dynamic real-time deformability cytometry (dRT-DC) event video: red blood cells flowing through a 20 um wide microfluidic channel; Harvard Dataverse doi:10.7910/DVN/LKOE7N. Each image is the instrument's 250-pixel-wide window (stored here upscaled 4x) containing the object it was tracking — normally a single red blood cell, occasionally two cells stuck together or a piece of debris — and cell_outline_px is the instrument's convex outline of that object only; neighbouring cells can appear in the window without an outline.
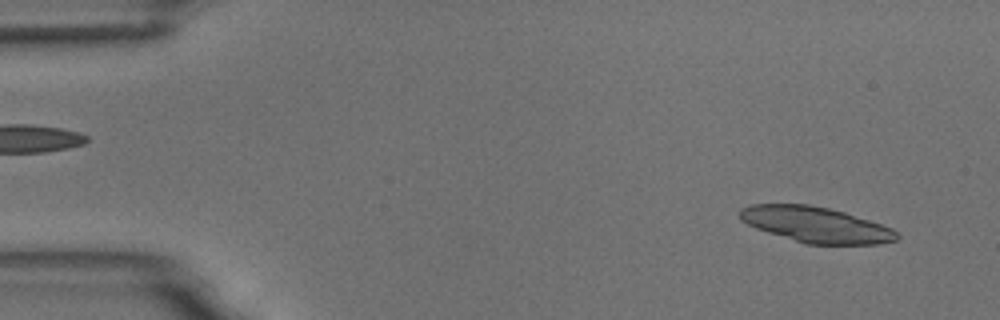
{"species": "common noctule bat (a hibernating species)", "species_latin": "Nyctalus noctula", "temperature_condition": "room temperature", "stored_images_in_passage": 32, "camera_frame_rate_fps": 3000, "um_per_image_px": 0.085, "animal": {"sex": "male", "body_mass_g": 18.8}, "frame": {"image": 1, "passage_image": 3, "time_ms": 0.667, "image_size_px": [1000, 320], "cell_outline_px": [[900, 236], [896, 240], [880, 244], [804, 244], [756, 228], [740, 220], [740, 208], [752, 204], [808, 204], [828, 208], [844, 212], [892, 228]], "centroid_in_image_um": [69.33, 19.1], "position_along_channel_um": 15.7, "area_um2": 32.43}}